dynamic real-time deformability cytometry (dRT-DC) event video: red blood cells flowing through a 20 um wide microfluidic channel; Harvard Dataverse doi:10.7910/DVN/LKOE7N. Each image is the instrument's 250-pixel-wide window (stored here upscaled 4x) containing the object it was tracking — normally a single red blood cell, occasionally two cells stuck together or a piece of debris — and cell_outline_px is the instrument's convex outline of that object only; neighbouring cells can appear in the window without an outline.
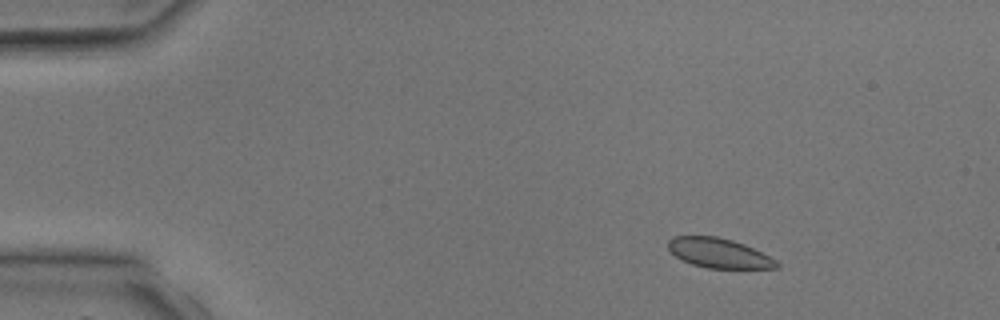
{"species": "common noctule bat (a hibernating species)", "species_latin": "Nyctalus noctula", "temperature_condition": "room temperature", "stored_images_in_passage": 4, "camera_frame_rate_fps": 3000, "um_per_image_px": 0.085, "animal": {"sex": "male", "body_mass_g": 17.9, "forearm_length_mm": 54.2}, "frame": {"image": 1, "passage_image": 2, "time_ms": 1.333, "image_size_px": [1000, 320], "cell_outline_px": [[780, 268], [708, 268], [692, 264], [676, 256], [668, 248], [668, 240], [672, 236], [716, 236], [732, 240], [744, 244], [776, 260], [780, 264]], "centroid_in_image_um": [61.1, 21.51], "position_along_channel_um": 23.9, "area_um2": 18.55}}
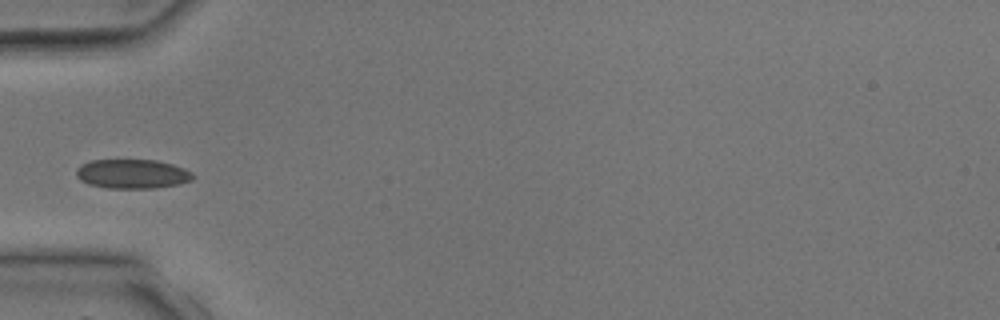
{"frame": {"image": 2, "passage_image": 4, "time_ms": 4.0, "image_size_px": [1000, 320], "cell_outline_px": [[196, 176], [192, 180], [180, 184], [156, 188], [108, 188], [88, 184], [80, 180], [76, 176], [76, 168], [92, 160], [156, 160], [172, 164], [184, 168], [192, 172]], "centroid_in_image_um": [11.28, 14.79], "position_along_channel_um": 73.7, "area_um2": 20.0}}